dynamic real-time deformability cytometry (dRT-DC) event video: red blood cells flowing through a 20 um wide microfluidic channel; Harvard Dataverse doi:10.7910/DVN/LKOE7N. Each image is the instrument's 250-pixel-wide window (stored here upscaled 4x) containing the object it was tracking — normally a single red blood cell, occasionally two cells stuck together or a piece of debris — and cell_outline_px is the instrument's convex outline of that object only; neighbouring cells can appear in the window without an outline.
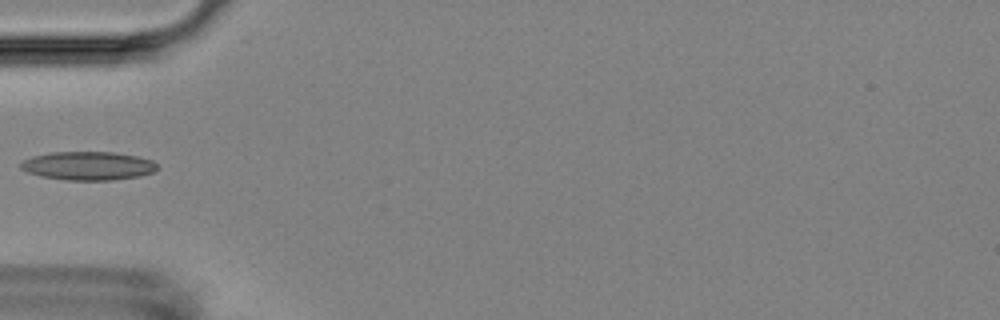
{"species": "Egyptian fruit bat (a non-hibernating species)", "species_latin": "Rousettus aegyptiacus", "temperature_condition": "room temperature", "stored_images_in_passage": 7, "camera_frame_rate_fps": 3000, "um_per_image_px": 0.085, "animal": {"sex": "female"}, "frame": {"image": 1, "passage_image": 4, "time_ms": 3.667, "image_size_px": [1000, 320], "cell_outline_px": [[156, 168], [152, 172], [140, 176], [112, 180], [68, 180], [40, 176], [28, 172], [20, 168], [20, 164], [24, 160], [32, 156], [52, 152], [112, 152], [136, 156], [152, 160], [156, 164]], "centroid_in_image_um": [7.47, 14.09], "position_along_channel_um": 77.5, "area_um2": 22.54}}
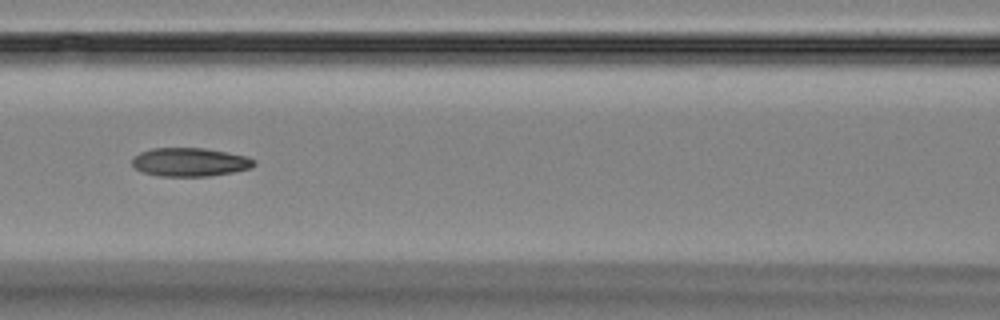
{"frame": {"image": 2, "passage_image": 6, "time_ms": 5.667, "image_size_px": [1000, 320], "cell_outline_px": [[256, 164], [252, 168], [232, 172], [208, 176], [160, 176], [144, 172], [136, 168], [132, 164], [132, 160], [140, 152], [152, 148], [204, 148], [244, 156], [256, 160]], "centroid_in_image_um": [16.15, 13.78], "position_along_channel_um": 150.4, "area_um2": 20.06}}
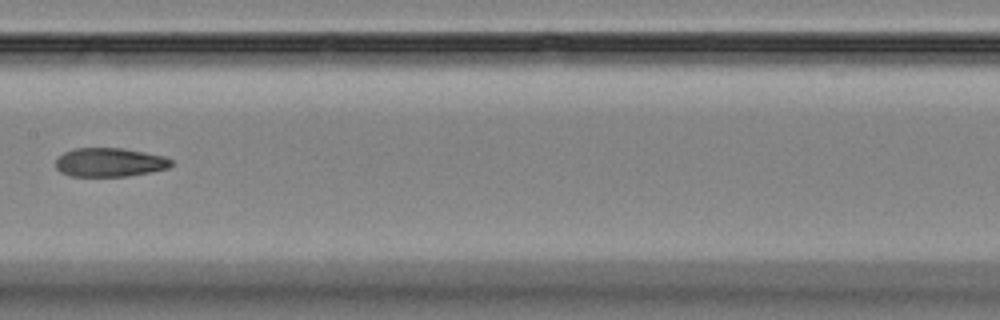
{"frame": {"image": 3, "passage_image": 7, "time_ms": 7.0, "image_size_px": [1000, 320], "cell_outline_px": [[172, 164], [168, 168], [128, 176], [72, 176], [60, 172], [56, 168], [56, 160], [64, 152], [76, 148], [120, 148], [144, 152], [164, 156], [172, 160]], "centroid_in_image_um": [9.31, 13.8], "position_along_channel_um": 198.1, "area_um2": 19.25}}